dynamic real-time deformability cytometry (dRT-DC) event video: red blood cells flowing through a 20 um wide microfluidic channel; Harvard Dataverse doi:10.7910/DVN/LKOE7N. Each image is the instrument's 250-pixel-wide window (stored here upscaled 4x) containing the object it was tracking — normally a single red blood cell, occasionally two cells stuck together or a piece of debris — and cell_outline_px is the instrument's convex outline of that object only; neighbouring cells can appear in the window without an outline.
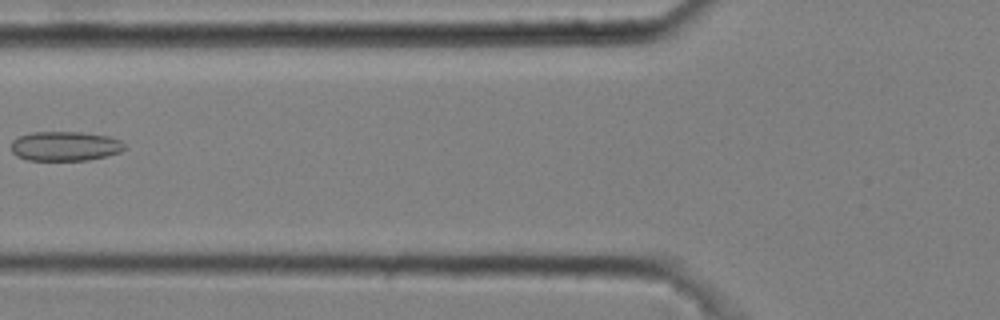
{"species": "common noctule bat (a hibernating species)", "species_latin": "Nyctalus noctula", "temperature_condition": "cold", "stored_images_in_passage": 6, "camera_frame_rate_fps": 3000, "um_per_image_px": 0.085, "animal": {"sex": "male", "body_mass_g": 20.4}, "frame": {"image": 1, "passage_image": 5, "time_ms": 1.333, "image_size_px": [1000, 320], "cell_outline_px": [[128, 148], [120, 152], [88, 160], [28, 160], [16, 156], [12, 152], [12, 140], [20, 136], [32, 132], [80, 132], [108, 136], [120, 140]], "centroid_in_image_um": [5.54, 12.42], "position_along_channel_um": 120.3, "area_um2": 19.48}}
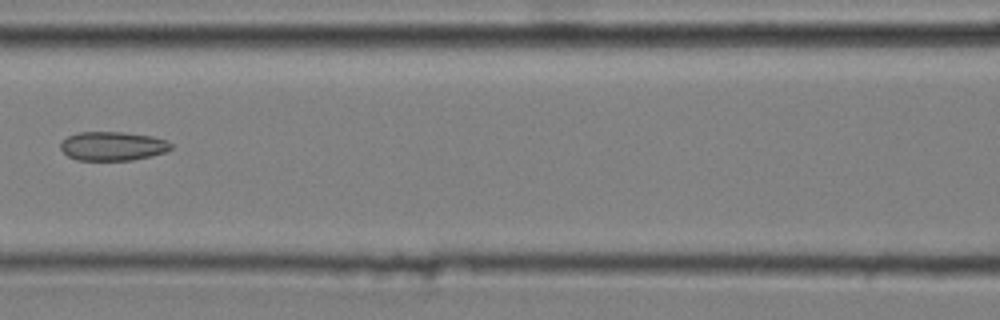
{"frame": {"image": 2, "passage_image": 6, "time_ms": 1.667, "image_size_px": [1000, 320], "cell_outline_px": [[172, 148], [164, 152], [152, 156], [132, 160], [76, 160], [68, 156], [60, 148], [60, 144], [68, 136], [76, 132], [124, 132], [152, 136], [168, 140], [172, 144]], "centroid_in_image_um": [9.59, 12.41], "position_along_channel_um": 157.0, "area_um2": 18.73}}